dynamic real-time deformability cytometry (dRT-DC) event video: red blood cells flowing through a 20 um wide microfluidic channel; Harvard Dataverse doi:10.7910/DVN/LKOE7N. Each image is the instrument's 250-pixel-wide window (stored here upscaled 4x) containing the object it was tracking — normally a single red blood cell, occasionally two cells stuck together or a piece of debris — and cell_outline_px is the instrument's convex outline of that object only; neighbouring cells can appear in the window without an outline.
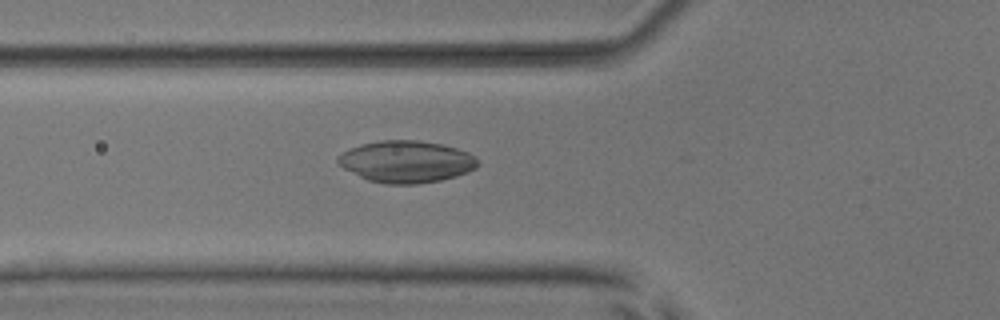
{"species": "common noctule bat (a hibernating species)", "species_latin": "Nyctalus noctula", "temperature_condition": "room temperature", "stored_images_in_passage": 8, "camera_frame_rate_fps": 3000, "um_per_image_px": 0.085, "animal": {"sex": "male", "body_mass_g": 17.9, "forearm_length_mm": 54.2}, "frame": {"image": 1, "passage_image": 6, "time_ms": 1.667, "image_size_px": [1000, 320], "cell_outline_px": [[480, 164], [476, 168], [468, 172], [456, 176], [440, 180], [416, 184], [384, 184], [368, 180], [336, 164], [336, 156], [348, 148], [360, 144], [380, 140], [420, 140], [440, 144], [456, 148], [468, 152], [476, 156]], "centroid_in_image_um": [34.52, 13.73], "position_along_channel_um": 91.3, "area_um2": 34.45}}